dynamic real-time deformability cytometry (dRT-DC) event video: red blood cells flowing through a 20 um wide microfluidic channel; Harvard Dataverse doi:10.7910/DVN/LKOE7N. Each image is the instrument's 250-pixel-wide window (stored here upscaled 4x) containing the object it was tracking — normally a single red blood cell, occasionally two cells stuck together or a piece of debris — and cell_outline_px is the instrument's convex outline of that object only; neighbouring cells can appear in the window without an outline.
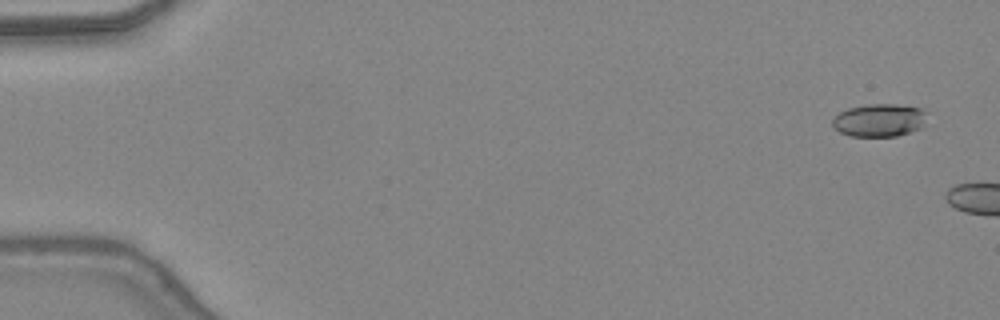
{"species": "common noctule bat (a hibernating species)", "species_latin": "Nyctalus noctula", "temperature_condition": "warm", "stored_images_in_passage": 6, "camera_frame_rate_fps": 3000, "um_per_image_px": 0.085, "animal": {"sex": "female", "body_mass_g": 24.6, "forearm_length_mm": 56.2}, "frame": {"image": 1, "passage_image": 3, "time_ms": 0.667, "image_size_px": [1000, 320], "cell_outline_px": [[928, 112], [924, 124], [920, 128], [896, 136], [848, 136], [832, 128], [832, 120], [840, 112], [848, 108], [868, 104], [896, 104], [920, 108]], "centroid_in_image_um": [74.73, 10.21], "position_along_channel_um": 10.3, "area_um2": 18.21}}